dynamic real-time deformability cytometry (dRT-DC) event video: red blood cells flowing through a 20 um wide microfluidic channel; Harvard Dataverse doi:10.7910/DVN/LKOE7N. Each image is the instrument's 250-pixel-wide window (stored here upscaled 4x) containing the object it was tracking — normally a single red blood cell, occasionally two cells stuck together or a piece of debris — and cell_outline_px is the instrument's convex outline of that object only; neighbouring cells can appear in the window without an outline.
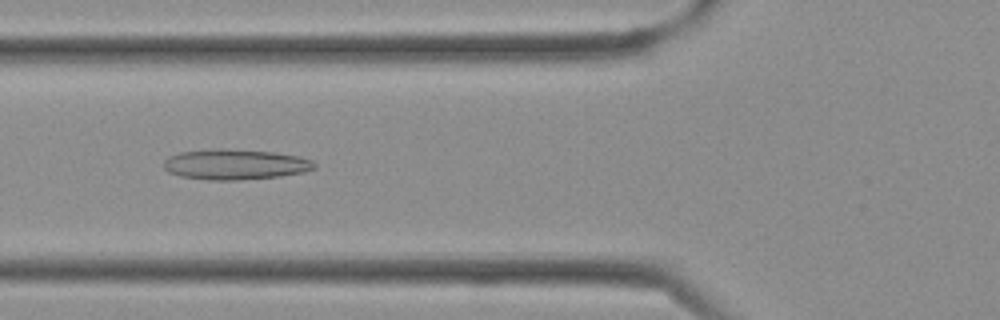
{"species": "Egyptian fruit bat (a non-hibernating species)", "species_latin": "Rousettus aegyptiacus", "temperature_condition": "cold", "stored_images_in_passage": 37, "camera_frame_rate_fps": 3000, "um_per_image_px": 0.085, "frame": {"image": 1, "passage_image": 14, "time_ms": 4.333, "image_size_px": [1000, 320], "cell_outline_px": [[316, 168], [304, 172], [280, 176], [240, 180], [208, 180], [180, 176], [168, 172], [164, 168], [164, 160], [168, 156], [180, 152], [212, 148], [224, 148], [276, 152], [300, 156], [312, 160], [316, 164]], "centroid_in_image_um": [19.99, 13.96], "position_along_channel_um": 105.8, "area_um2": 27.11}}
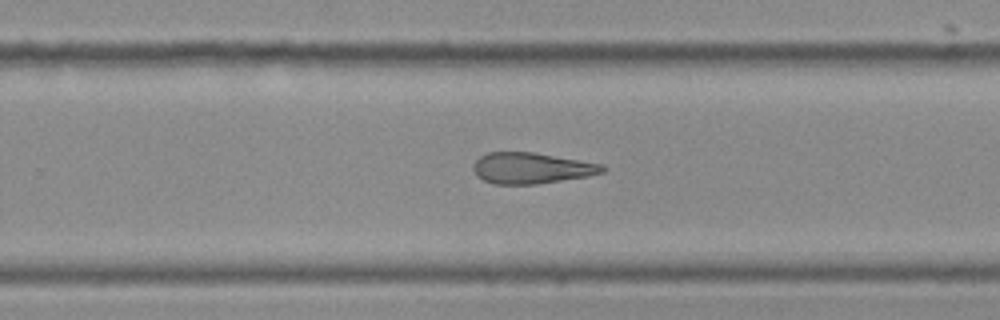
{"frame": {"image": 2, "passage_image": 24, "time_ms": 7.667, "image_size_px": [1000, 320], "cell_outline_px": [[608, 168], [604, 172], [588, 176], [536, 184], [496, 184], [484, 180], [476, 176], [472, 168], [472, 164], [480, 156], [488, 152], [532, 152], [604, 164]], "centroid_in_image_um": [45.17, 14.29], "position_along_channel_um": 284.6, "area_um2": 23.41}}
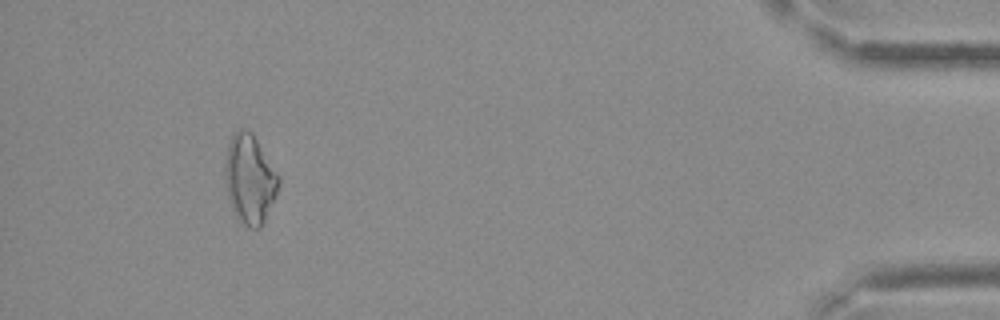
{"frame": {"image": 3, "passage_image": 35, "time_ms": 11.333, "image_size_px": [1000, 320], "cell_outline_px": [[280, 184], [264, 220], [260, 228], [248, 228], [240, 224], [232, 208], [228, 196], [224, 176], [224, 160], [228, 144], [232, 132], [240, 128], [252, 132], [280, 176]], "centroid_in_image_um": [21.2, 15.2], "position_along_channel_um": 414.0, "area_um2": 28.03}}